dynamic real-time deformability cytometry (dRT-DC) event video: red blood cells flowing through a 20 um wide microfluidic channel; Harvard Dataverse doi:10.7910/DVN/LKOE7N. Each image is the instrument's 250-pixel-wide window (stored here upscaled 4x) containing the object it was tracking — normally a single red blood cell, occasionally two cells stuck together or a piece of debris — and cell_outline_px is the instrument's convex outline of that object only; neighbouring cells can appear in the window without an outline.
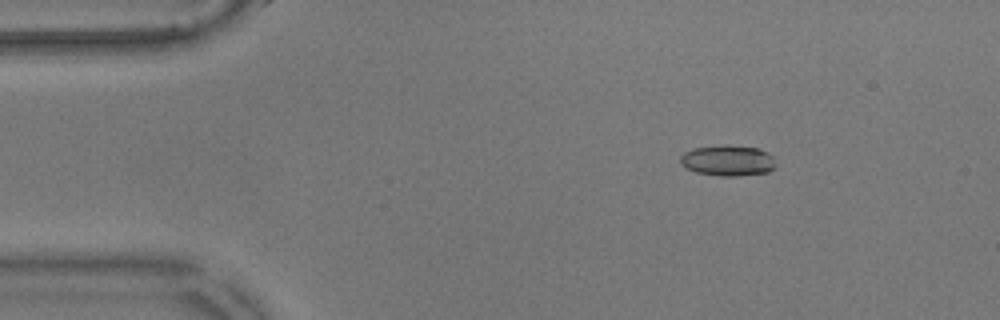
{"species": "common noctule bat (a hibernating species)", "species_latin": "Nyctalus noctula", "temperature_condition": "warm", "stored_images_in_passage": 55, "camera_frame_rate_fps": 3000, "um_per_image_px": 0.085, "animal": {"sex": "male", "body_mass_g": 17.9}, "frame": {"image": 1, "passage_image": 7, "time_ms": 2.0, "image_size_px": [1000, 320], "cell_outline_px": [[776, 164], [768, 172], [740, 176], [720, 176], [696, 172], [684, 168], [680, 164], [680, 156], [684, 152], [692, 148], [724, 144], [756, 148], [768, 152], [772, 156]], "centroid_in_image_um": [61.82, 13.64], "position_along_channel_um": 23.2, "area_um2": 17.34}}
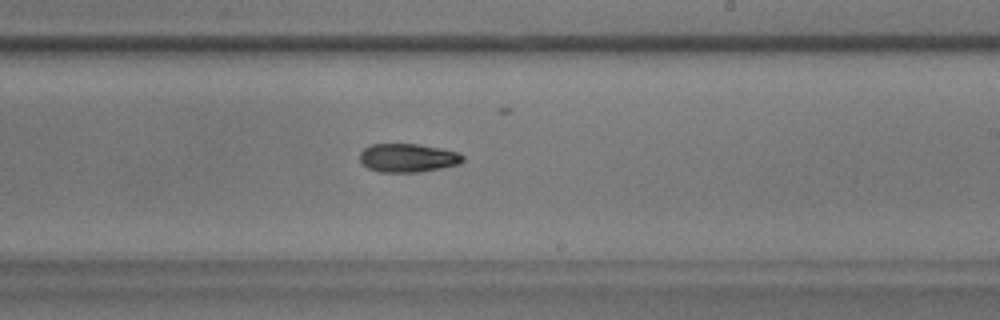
{"frame": {"image": 2, "passage_image": 32, "time_ms": 10.333, "image_size_px": [1000, 320], "cell_outline_px": [[464, 160], [460, 164], [420, 172], [380, 172], [368, 168], [360, 160], [360, 152], [364, 148], [372, 144], [420, 144], [460, 152], [464, 156]], "centroid_in_image_um": [34.7, 13.41], "position_along_channel_um": 254.3, "area_um2": 17.22}}
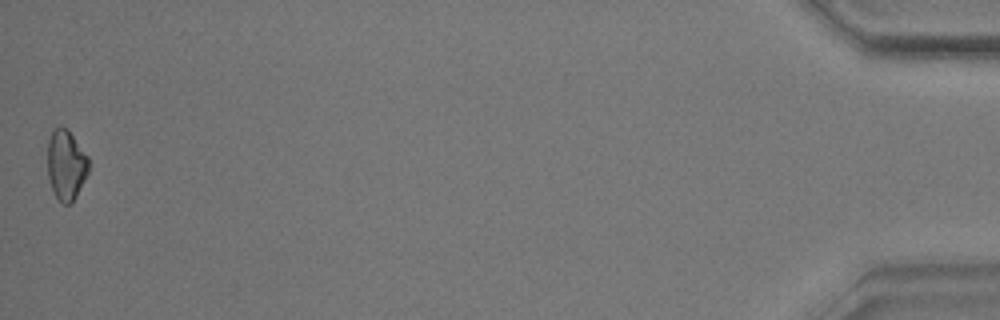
{"frame": {"image": 3, "passage_image": 55, "time_ms": 18.0, "image_size_px": [1000, 320], "cell_outline_px": [[88, 172], [76, 196], [68, 204], [64, 204], [56, 196], [52, 188], [48, 176], [48, 140], [52, 132], [60, 124], [68, 128], [88, 156]], "centroid_in_image_um": [5.62, 13.96], "position_along_channel_um": 429.6, "area_um2": 16.65}}